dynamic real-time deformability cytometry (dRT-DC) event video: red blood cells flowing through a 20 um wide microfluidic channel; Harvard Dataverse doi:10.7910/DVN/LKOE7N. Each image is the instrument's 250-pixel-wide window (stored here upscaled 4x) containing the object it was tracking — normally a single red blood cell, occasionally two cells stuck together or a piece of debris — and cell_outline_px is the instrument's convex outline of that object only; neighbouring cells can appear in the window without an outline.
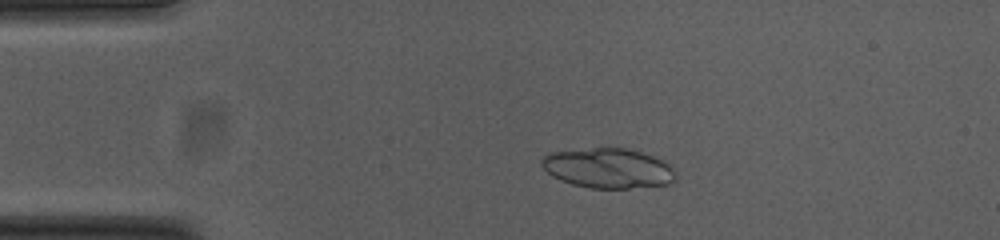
{"species": "common noctule bat (a hibernating species)", "species_latin": "Nyctalus noctula", "temperature_condition": "cold", "stored_images_in_passage": 44, "camera_frame_rate_fps": 3000, "um_per_image_px": 0.085, "animal": {"sex": "female", "body_mass_g": 23.0, "forearm_length_mm": 53.4}, "frame": {"image": 1, "passage_image": 1, "time_ms": 0.0, "image_size_px": [1000, 240], "cell_outline_px": [[676, 180], [668, 184], [628, 188], [588, 188], [572, 184], [560, 180], [552, 176], [540, 164], [540, 160], [548, 152], [596, 148], [628, 148], [652, 156], [668, 164], [672, 168]], "centroid_in_image_um": [51.65, 14.3], "position_along_channel_um": 33.4, "area_um2": 30.98}}